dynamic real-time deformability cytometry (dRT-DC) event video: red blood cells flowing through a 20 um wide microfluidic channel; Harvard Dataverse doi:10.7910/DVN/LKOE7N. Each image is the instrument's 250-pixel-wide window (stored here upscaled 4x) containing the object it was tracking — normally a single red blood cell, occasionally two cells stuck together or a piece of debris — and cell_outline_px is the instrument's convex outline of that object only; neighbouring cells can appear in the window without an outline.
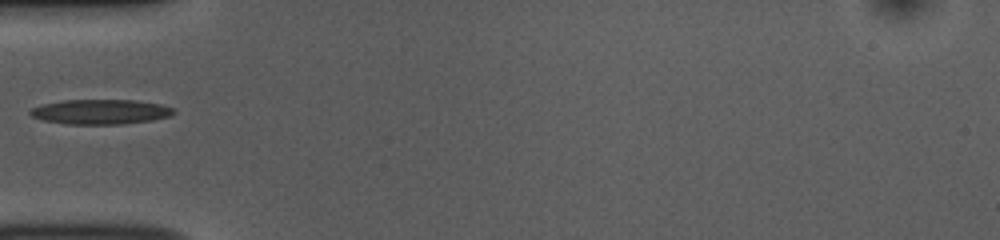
{"species": "common noctule bat (a hibernating species)", "species_latin": "Nyctalus noctula", "temperature_condition": "room temperature", "stored_images_in_passage": 34, "camera_frame_rate_fps": 3000, "um_per_image_px": 0.085, "animal": {"sex": "female", "body_mass_g": 10.0, "forearm_length_mm": 53.1}, "frame": {"image": 1, "passage_image": 1, "time_ms": 0.0, "image_size_px": [1000, 240], "cell_outline_px": [[176, 112], [172, 116], [152, 120], [120, 124], [68, 124], [44, 120], [32, 116], [28, 112], [32, 108], [40, 104], [64, 100], [136, 100], [160, 104], [172, 108]], "centroid_in_image_um": [8.55, 9.5], "position_along_channel_um": 76.5, "area_um2": 20.75}}
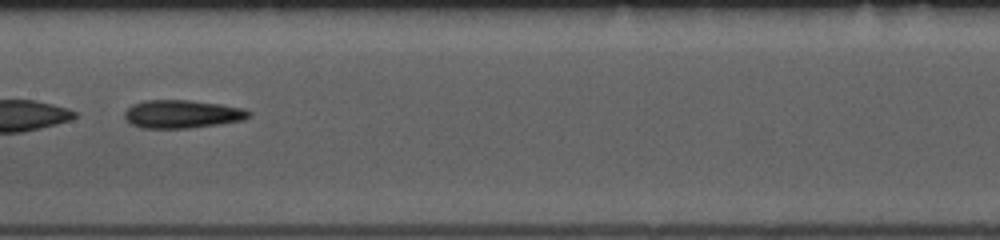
{"frame": {"image": 2, "passage_image": 10, "time_ms": 3.0, "image_size_px": [1000, 240], "cell_outline_px": [[252, 116], [244, 120], [220, 124], [188, 128], [140, 128], [128, 124], [124, 116], [124, 112], [132, 104], [144, 100], [188, 100], [220, 104], [244, 108], [252, 112]], "centroid_in_image_um": [15.48, 9.7], "position_along_channel_um": 191.9, "area_um2": 20.69}}